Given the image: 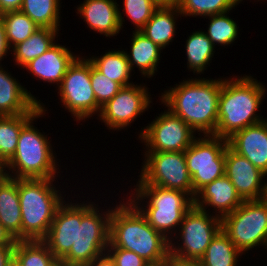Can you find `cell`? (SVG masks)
Masks as SVG:
<instances>
[{
  "mask_svg": "<svg viewBox=\"0 0 267 266\" xmlns=\"http://www.w3.org/2000/svg\"><path fill=\"white\" fill-rule=\"evenodd\" d=\"M173 266H203L199 261H171Z\"/></svg>",
  "mask_w": 267,
  "mask_h": 266,
  "instance_id": "7bdbcfd3",
  "label": "cell"
},
{
  "mask_svg": "<svg viewBox=\"0 0 267 266\" xmlns=\"http://www.w3.org/2000/svg\"><path fill=\"white\" fill-rule=\"evenodd\" d=\"M107 252L114 259L116 266H151L142 257L130 250L108 247Z\"/></svg>",
  "mask_w": 267,
  "mask_h": 266,
  "instance_id": "8d00e7d4",
  "label": "cell"
},
{
  "mask_svg": "<svg viewBox=\"0 0 267 266\" xmlns=\"http://www.w3.org/2000/svg\"><path fill=\"white\" fill-rule=\"evenodd\" d=\"M16 240L0 223V247H14Z\"/></svg>",
  "mask_w": 267,
  "mask_h": 266,
  "instance_id": "60d3db41",
  "label": "cell"
},
{
  "mask_svg": "<svg viewBox=\"0 0 267 266\" xmlns=\"http://www.w3.org/2000/svg\"><path fill=\"white\" fill-rule=\"evenodd\" d=\"M243 0H179L177 6L182 16L208 17L234 9Z\"/></svg>",
  "mask_w": 267,
  "mask_h": 266,
  "instance_id": "d6a6232c",
  "label": "cell"
},
{
  "mask_svg": "<svg viewBox=\"0 0 267 266\" xmlns=\"http://www.w3.org/2000/svg\"><path fill=\"white\" fill-rule=\"evenodd\" d=\"M225 175L243 201L266 198L267 181L265 179L263 181L266 175L229 146L226 148L225 155Z\"/></svg>",
  "mask_w": 267,
  "mask_h": 266,
  "instance_id": "9a60e30c",
  "label": "cell"
},
{
  "mask_svg": "<svg viewBox=\"0 0 267 266\" xmlns=\"http://www.w3.org/2000/svg\"><path fill=\"white\" fill-rule=\"evenodd\" d=\"M119 5L115 0H84L77 8V14L94 32L106 37L116 36L121 29Z\"/></svg>",
  "mask_w": 267,
  "mask_h": 266,
  "instance_id": "44dd1931",
  "label": "cell"
},
{
  "mask_svg": "<svg viewBox=\"0 0 267 266\" xmlns=\"http://www.w3.org/2000/svg\"><path fill=\"white\" fill-rule=\"evenodd\" d=\"M91 85L95 94L97 103L102 107L111 100L122 88L116 81L110 80L104 76L91 62Z\"/></svg>",
  "mask_w": 267,
  "mask_h": 266,
  "instance_id": "d590c367",
  "label": "cell"
},
{
  "mask_svg": "<svg viewBox=\"0 0 267 266\" xmlns=\"http://www.w3.org/2000/svg\"><path fill=\"white\" fill-rule=\"evenodd\" d=\"M228 146L267 176V119L235 132Z\"/></svg>",
  "mask_w": 267,
  "mask_h": 266,
  "instance_id": "e0dca14e",
  "label": "cell"
},
{
  "mask_svg": "<svg viewBox=\"0 0 267 266\" xmlns=\"http://www.w3.org/2000/svg\"><path fill=\"white\" fill-rule=\"evenodd\" d=\"M40 106L41 109L21 129L16 152L5 164L7 177L13 179H57L55 177L58 176L59 167L55 153H53V147L50 144L51 140L49 141L47 134L44 135L39 132L32 124L34 120L44 117L46 114L45 105L41 103Z\"/></svg>",
  "mask_w": 267,
  "mask_h": 266,
  "instance_id": "277c9868",
  "label": "cell"
},
{
  "mask_svg": "<svg viewBox=\"0 0 267 266\" xmlns=\"http://www.w3.org/2000/svg\"><path fill=\"white\" fill-rule=\"evenodd\" d=\"M86 266H116V263L111 255L106 251L101 255L95 257Z\"/></svg>",
  "mask_w": 267,
  "mask_h": 266,
  "instance_id": "74e56055",
  "label": "cell"
},
{
  "mask_svg": "<svg viewBox=\"0 0 267 266\" xmlns=\"http://www.w3.org/2000/svg\"><path fill=\"white\" fill-rule=\"evenodd\" d=\"M14 247H0V266H5L13 257Z\"/></svg>",
  "mask_w": 267,
  "mask_h": 266,
  "instance_id": "b9f144b4",
  "label": "cell"
},
{
  "mask_svg": "<svg viewBox=\"0 0 267 266\" xmlns=\"http://www.w3.org/2000/svg\"><path fill=\"white\" fill-rule=\"evenodd\" d=\"M60 0H23L21 11L39 28H60Z\"/></svg>",
  "mask_w": 267,
  "mask_h": 266,
  "instance_id": "f546056e",
  "label": "cell"
},
{
  "mask_svg": "<svg viewBox=\"0 0 267 266\" xmlns=\"http://www.w3.org/2000/svg\"><path fill=\"white\" fill-rule=\"evenodd\" d=\"M224 79L192 78L175 84L161 94L160 100L194 132L215 135L219 96Z\"/></svg>",
  "mask_w": 267,
  "mask_h": 266,
  "instance_id": "7a4b0ae2",
  "label": "cell"
},
{
  "mask_svg": "<svg viewBox=\"0 0 267 266\" xmlns=\"http://www.w3.org/2000/svg\"><path fill=\"white\" fill-rule=\"evenodd\" d=\"M13 257L20 266H50L56 259L42 240L16 241Z\"/></svg>",
  "mask_w": 267,
  "mask_h": 266,
  "instance_id": "4dcf8cb0",
  "label": "cell"
},
{
  "mask_svg": "<svg viewBox=\"0 0 267 266\" xmlns=\"http://www.w3.org/2000/svg\"><path fill=\"white\" fill-rule=\"evenodd\" d=\"M5 266H20L14 257L10 259V261Z\"/></svg>",
  "mask_w": 267,
  "mask_h": 266,
  "instance_id": "bcb514c9",
  "label": "cell"
},
{
  "mask_svg": "<svg viewBox=\"0 0 267 266\" xmlns=\"http://www.w3.org/2000/svg\"><path fill=\"white\" fill-rule=\"evenodd\" d=\"M210 215V216H209ZM221 230V219L193 206L183 217L179 233L170 241L171 261H199ZM180 239H179V238ZM173 238L182 242L175 244ZM174 243H173V242ZM177 245V246H176Z\"/></svg>",
  "mask_w": 267,
  "mask_h": 266,
  "instance_id": "ba28073f",
  "label": "cell"
},
{
  "mask_svg": "<svg viewBox=\"0 0 267 266\" xmlns=\"http://www.w3.org/2000/svg\"><path fill=\"white\" fill-rule=\"evenodd\" d=\"M134 189L129 200L146 217L152 228L171 241V234L176 235L184 215L194 206V199L185 192L156 185L137 184ZM144 199L148 201L143 207Z\"/></svg>",
  "mask_w": 267,
  "mask_h": 266,
  "instance_id": "8992f818",
  "label": "cell"
},
{
  "mask_svg": "<svg viewBox=\"0 0 267 266\" xmlns=\"http://www.w3.org/2000/svg\"><path fill=\"white\" fill-rule=\"evenodd\" d=\"M50 266H73L70 265L66 260L64 259H60V258H56L52 264Z\"/></svg>",
  "mask_w": 267,
  "mask_h": 266,
  "instance_id": "f6af8a7d",
  "label": "cell"
},
{
  "mask_svg": "<svg viewBox=\"0 0 267 266\" xmlns=\"http://www.w3.org/2000/svg\"><path fill=\"white\" fill-rule=\"evenodd\" d=\"M23 0H0V11L2 13L19 11Z\"/></svg>",
  "mask_w": 267,
  "mask_h": 266,
  "instance_id": "ab89813d",
  "label": "cell"
},
{
  "mask_svg": "<svg viewBox=\"0 0 267 266\" xmlns=\"http://www.w3.org/2000/svg\"><path fill=\"white\" fill-rule=\"evenodd\" d=\"M228 139L204 135L193 140L184 151L186 166L193 185V199L206 184L225 175Z\"/></svg>",
  "mask_w": 267,
  "mask_h": 266,
  "instance_id": "30bf717a",
  "label": "cell"
},
{
  "mask_svg": "<svg viewBox=\"0 0 267 266\" xmlns=\"http://www.w3.org/2000/svg\"><path fill=\"white\" fill-rule=\"evenodd\" d=\"M90 75L91 61L78 56L58 86L62 105L76 118L74 121H85L100 113L101 106L96 101Z\"/></svg>",
  "mask_w": 267,
  "mask_h": 266,
  "instance_id": "8fae6325",
  "label": "cell"
},
{
  "mask_svg": "<svg viewBox=\"0 0 267 266\" xmlns=\"http://www.w3.org/2000/svg\"><path fill=\"white\" fill-rule=\"evenodd\" d=\"M179 15L182 14L177 5L159 6L140 32L161 49H165L173 41L175 31L177 30L175 19Z\"/></svg>",
  "mask_w": 267,
  "mask_h": 266,
  "instance_id": "cb8c5ba5",
  "label": "cell"
},
{
  "mask_svg": "<svg viewBox=\"0 0 267 266\" xmlns=\"http://www.w3.org/2000/svg\"><path fill=\"white\" fill-rule=\"evenodd\" d=\"M144 85H129L119 92L100 110L98 119L105 123L109 130H121L136 121L139 115L149 109L151 94ZM142 113V114H141Z\"/></svg>",
  "mask_w": 267,
  "mask_h": 266,
  "instance_id": "5bb4252c",
  "label": "cell"
},
{
  "mask_svg": "<svg viewBox=\"0 0 267 266\" xmlns=\"http://www.w3.org/2000/svg\"><path fill=\"white\" fill-rule=\"evenodd\" d=\"M78 57L67 47L55 43L49 50L41 56L31 60L23 68L28 70L33 76L47 83L62 82L65 73L73 61Z\"/></svg>",
  "mask_w": 267,
  "mask_h": 266,
  "instance_id": "ffe728a7",
  "label": "cell"
},
{
  "mask_svg": "<svg viewBox=\"0 0 267 266\" xmlns=\"http://www.w3.org/2000/svg\"><path fill=\"white\" fill-rule=\"evenodd\" d=\"M187 67L193 73H203L214 55V46L204 31H195L187 37L186 45Z\"/></svg>",
  "mask_w": 267,
  "mask_h": 266,
  "instance_id": "83f0119b",
  "label": "cell"
},
{
  "mask_svg": "<svg viewBox=\"0 0 267 266\" xmlns=\"http://www.w3.org/2000/svg\"><path fill=\"white\" fill-rule=\"evenodd\" d=\"M92 203L94 202L81 203V224H78L77 242L62 258L73 266H86L108 248L112 209L99 213L98 205L94 206Z\"/></svg>",
  "mask_w": 267,
  "mask_h": 266,
  "instance_id": "9c48e42d",
  "label": "cell"
},
{
  "mask_svg": "<svg viewBox=\"0 0 267 266\" xmlns=\"http://www.w3.org/2000/svg\"><path fill=\"white\" fill-rule=\"evenodd\" d=\"M221 230L242 254L257 246L267 249V199L243 201L221 219Z\"/></svg>",
  "mask_w": 267,
  "mask_h": 266,
  "instance_id": "52a82bcc",
  "label": "cell"
},
{
  "mask_svg": "<svg viewBox=\"0 0 267 266\" xmlns=\"http://www.w3.org/2000/svg\"><path fill=\"white\" fill-rule=\"evenodd\" d=\"M0 170H5V163L0 159Z\"/></svg>",
  "mask_w": 267,
  "mask_h": 266,
  "instance_id": "c3c4849f",
  "label": "cell"
},
{
  "mask_svg": "<svg viewBox=\"0 0 267 266\" xmlns=\"http://www.w3.org/2000/svg\"><path fill=\"white\" fill-rule=\"evenodd\" d=\"M64 201L57 209L47 235L42 240L56 258L62 259L77 242L81 224V203Z\"/></svg>",
  "mask_w": 267,
  "mask_h": 266,
  "instance_id": "2e32d148",
  "label": "cell"
},
{
  "mask_svg": "<svg viewBox=\"0 0 267 266\" xmlns=\"http://www.w3.org/2000/svg\"><path fill=\"white\" fill-rule=\"evenodd\" d=\"M2 15H3V13L0 11V20L2 19Z\"/></svg>",
  "mask_w": 267,
  "mask_h": 266,
  "instance_id": "681fc988",
  "label": "cell"
},
{
  "mask_svg": "<svg viewBox=\"0 0 267 266\" xmlns=\"http://www.w3.org/2000/svg\"><path fill=\"white\" fill-rule=\"evenodd\" d=\"M137 184L156 185L185 192L193 198V185L184 151L145 152Z\"/></svg>",
  "mask_w": 267,
  "mask_h": 266,
  "instance_id": "7c38bea8",
  "label": "cell"
},
{
  "mask_svg": "<svg viewBox=\"0 0 267 266\" xmlns=\"http://www.w3.org/2000/svg\"><path fill=\"white\" fill-rule=\"evenodd\" d=\"M266 90L265 85L250 75L224 78L215 136L228 139L235 132L265 120L257 112Z\"/></svg>",
  "mask_w": 267,
  "mask_h": 266,
  "instance_id": "3957f363",
  "label": "cell"
},
{
  "mask_svg": "<svg viewBox=\"0 0 267 266\" xmlns=\"http://www.w3.org/2000/svg\"><path fill=\"white\" fill-rule=\"evenodd\" d=\"M156 117L138 134L146 152L185 151L196 138L195 132L169 110Z\"/></svg>",
  "mask_w": 267,
  "mask_h": 266,
  "instance_id": "4fadbf2b",
  "label": "cell"
},
{
  "mask_svg": "<svg viewBox=\"0 0 267 266\" xmlns=\"http://www.w3.org/2000/svg\"><path fill=\"white\" fill-rule=\"evenodd\" d=\"M123 13L119 8V22L121 29L123 28L124 17L122 14L126 13V17L135 25V31H140L145 24L151 19L154 11L159 7L153 0H124Z\"/></svg>",
  "mask_w": 267,
  "mask_h": 266,
  "instance_id": "e575fe53",
  "label": "cell"
},
{
  "mask_svg": "<svg viewBox=\"0 0 267 266\" xmlns=\"http://www.w3.org/2000/svg\"><path fill=\"white\" fill-rule=\"evenodd\" d=\"M58 33L59 30L56 29L38 28L29 38L11 49L15 64L23 68L31 60L41 56L55 44Z\"/></svg>",
  "mask_w": 267,
  "mask_h": 266,
  "instance_id": "d4e9b609",
  "label": "cell"
},
{
  "mask_svg": "<svg viewBox=\"0 0 267 266\" xmlns=\"http://www.w3.org/2000/svg\"><path fill=\"white\" fill-rule=\"evenodd\" d=\"M242 203V198L226 175L206 184L194 198V206L203 211H208L206 209L209 206L213 207V213L220 219L235 211Z\"/></svg>",
  "mask_w": 267,
  "mask_h": 266,
  "instance_id": "ac0fdd59",
  "label": "cell"
},
{
  "mask_svg": "<svg viewBox=\"0 0 267 266\" xmlns=\"http://www.w3.org/2000/svg\"><path fill=\"white\" fill-rule=\"evenodd\" d=\"M36 113L0 116V159L6 164L15 154L22 127Z\"/></svg>",
  "mask_w": 267,
  "mask_h": 266,
  "instance_id": "f1b7e54d",
  "label": "cell"
},
{
  "mask_svg": "<svg viewBox=\"0 0 267 266\" xmlns=\"http://www.w3.org/2000/svg\"><path fill=\"white\" fill-rule=\"evenodd\" d=\"M21 222L18 179L5 176L0 181V223L16 241H21Z\"/></svg>",
  "mask_w": 267,
  "mask_h": 266,
  "instance_id": "7402d4cb",
  "label": "cell"
},
{
  "mask_svg": "<svg viewBox=\"0 0 267 266\" xmlns=\"http://www.w3.org/2000/svg\"><path fill=\"white\" fill-rule=\"evenodd\" d=\"M92 64L107 78L116 81L122 87L134 84L130 82L132 69L124 50H112L99 56L90 57Z\"/></svg>",
  "mask_w": 267,
  "mask_h": 266,
  "instance_id": "484cf974",
  "label": "cell"
},
{
  "mask_svg": "<svg viewBox=\"0 0 267 266\" xmlns=\"http://www.w3.org/2000/svg\"><path fill=\"white\" fill-rule=\"evenodd\" d=\"M158 6H174L179 0H153Z\"/></svg>",
  "mask_w": 267,
  "mask_h": 266,
  "instance_id": "ee69618b",
  "label": "cell"
},
{
  "mask_svg": "<svg viewBox=\"0 0 267 266\" xmlns=\"http://www.w3.org/2000/svg\"><path fill=\"white\" fill-rule=\"evenodd\" d=\"M2 21L9 47L29 38L39 27L21 10L3 13Z\"/></svg>",
  "mask_w": 267,
  "mask_h": 266,
  "instance_id": "1f68e13d",
  "label": "cell"
},
{
  "mask_svg": "<svg viewBox=\"0 0 267 266\" xmlns=\"http://www.w3.org/2000/svg\"><path fill=\"white\" fill-rule=\"evenodd\" d=\"M121 202L111 207L108 247L135 252L151 266L170 264V241L149 225L129 199Z\"/></svg>",
  "mask_w": 267,
  "mask_h": 266,
  "instance_id": "6da1fadb",
  "label": "cell"
},
{
  "mask_svg": "<svg viewBox=\"0 0 267 266\" xmlns=\"http://www.w3.org/2000/svg\"><path fill=\"white\" fill-rule=\"evenodd\" d=\"M10 47L8 45L7 39H6V33H5V29H4V24L2 19L0 20V62L2 61V59H4V57H7V53H9ZM1 65V63H0Z\"/></svg>",
  "mask_w": 267,
  "mask_h": 266,
  "instance_id": "f35d334b",
  "label": "cell"
},
{
  "mask_svg": "<svg viewBox=\"0 0 267 266\" xmlns=\"http://www.w3.org/2000/svg\"><path fill=\"white\" fill-rule=\"evenodd\" d=\"M0 65V116H13L37 113L40 99L37 100L19 81Z\"/></svg>",
  "mask_w": 267,
  "mask_h": 266,
  "instance_id": "d6986e66",
  "label": "cell"
},
{
  "mask_svg": "<svg viewBox=\"0 0 267 266\" xmlns=\"http://www.w3.org/2000/svg\"><path fill=\"white\" fill-rule=\"evenodd\" d=\"M130 49V53L126 51L125 54L132 71L135 65L142 76L152 78L157 71L162 49L140 31H133Z\"/></svg>",
  "mask_w": 267,
  "mask_h": 266,
  "instance_id": "603a6c76",
  "label": "cell"
},
{
  "mask_svg": "<svg viewBox=\"0 0 267 266\" xmlns=\"http://www.w3.org/2000/svg\"><path fill=\"white\" fill-rule=\"evenodd\" d=\"M6 176L5 170H0V181Z\"/></svg>",
  "mask_w": 267,
  "mask_h": 266,
  "instance_id": "7dc6e473",
  "label": "cell"
},
{
  "mask_svg": "<svg viewBox=\"0 0 267 266\" xmlns=\"http://www.w3.org/2000/svg\"><path fill=\"white\" fill-rule=\"evenodd\" d=\"M229 11L216 14L212 16H208L210 20V24H208L207 32L204 31L206 36L211 40L213 46L225 47L231 45L238 37V28L236 21L229 17ZM228 15V16H227ZM216 43V44H215Z\"/></svg>",
  "mask_w": 267,
  "mask_h": 266,
  "instance_id": "836d02e7",
  "label": "cell"
},
{
  "mask_svg": "<svg viewBox=\"0 0 267 266\" xmlns=\"http://www.w3.org/2000/svg\"><path fill=\"white\" fill-rule=\"evenodd\" d=\"M239 256H242V253L229 237L220 230L211 240L199 262L203 266H238L237 258H241Z\"/></svg>",
  "mask_w": 267,
  "mask_h": 266,
  "instance_id": "4316f807",
  "label": "cell"
},
{
  "mask_svg": "<svg viewBox=\"0 0 267 266\" xmlns=\"http://www.w3.org/2000/svg\"><path fill=\"white\" fill-rule=\"evenodd\" d=\"M54 180L18 179L21 241L43 240L47 235L58 207L65 201Z\"/></svg>",
  "mask_w": 267,
  "mask_h": 266,
  "instance_id": "5b68a950",
  "label": "cell"
}]
</instances>
